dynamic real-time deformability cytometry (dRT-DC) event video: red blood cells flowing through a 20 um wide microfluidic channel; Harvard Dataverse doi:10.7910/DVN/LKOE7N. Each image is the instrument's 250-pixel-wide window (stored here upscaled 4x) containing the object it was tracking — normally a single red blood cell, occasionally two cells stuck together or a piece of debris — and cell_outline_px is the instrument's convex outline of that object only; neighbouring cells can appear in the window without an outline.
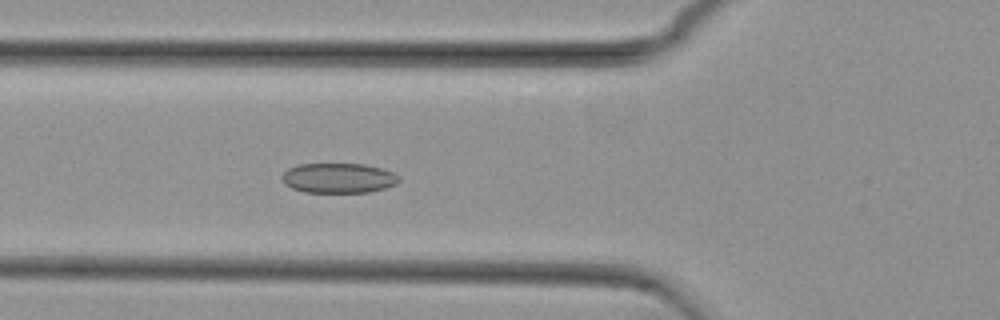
{"species": "common noctule bat (a hibernating species)", "species_latin": "Nyctalus noctula", "temperature_condition": "cold", "stored_images_in_passage": 51, "camera_frame_rate_fps": 3000, "um_per_image_px": 0.085, "animal": {"sex": "female", "body_mass_g": 29.2, "forearm_length_mm": 56.3}, "frame": {"image": 1, "passage_image": 16, "time_ms": 5.0, "image_size_px": [1000, 320], "cell_outline_px": [[400, 180], [396, 184], [384, 188], [368, 192], [304, 192], [292, 188], [284, 184], [280, 176], [288, 168], [300, 164], [364, 164], [384, 168], [400, 176]], "centroid_in_image_um": [28.77, 15.13], "position_along_channel_um": 97.0, "area_um2": 20.52}}
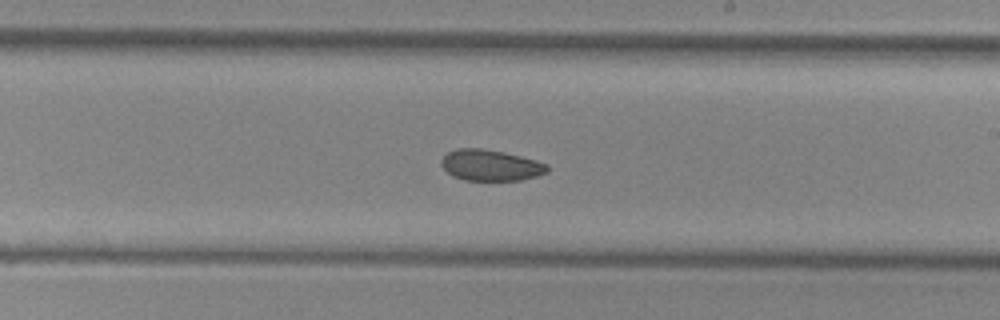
{"frame": {"image": 2, "passage_image": 28, "time_ms": 9.0, "image_size_px": [1000, 320], "cell_outline_px": [[548, 172], [536, 176], [520, 180], [464, 180], [452, 176], [440, 164], [440, 160], [448, 152], [456, 148], [480, 148], [504, 152], [536, 160], [548, 164]], "centroid_in_image_um": [41.69, 14.04], "position_along_channel_um": 247.3, "area_um2": 19.19}}
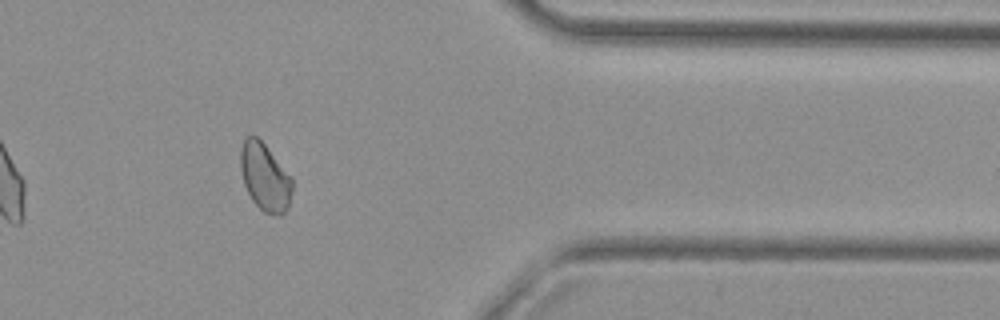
{"frame": {"image": 3, "passage_image": 41, "time_ms": 13.333, "image_size_px": [1000, 320], "cell_outline_px": [[292, 188], [288, 208], [280, 216], [264, 212], [252, 200], [244, 184], [240, 168], [240, 148], [244, 140], [248, 136], [256, 136], [264, 144], [292, 176]], "centroid_in_image_um": [22.52, 15.05], "position_along_channel_um": 388.9, "area_um2": 20.29}, "authors_computed_cell_mechanics": {"area_um2": 20.7502, "velocity_mm_per_s": 3.7498, "shape_relaxation_time_tau1_ms": 6.1601, "shape_relaxation_time_tau2_ms": 3.4626, "deformation_change_tau1": 0.075, "deformation_change_tau2": 0.0671}}